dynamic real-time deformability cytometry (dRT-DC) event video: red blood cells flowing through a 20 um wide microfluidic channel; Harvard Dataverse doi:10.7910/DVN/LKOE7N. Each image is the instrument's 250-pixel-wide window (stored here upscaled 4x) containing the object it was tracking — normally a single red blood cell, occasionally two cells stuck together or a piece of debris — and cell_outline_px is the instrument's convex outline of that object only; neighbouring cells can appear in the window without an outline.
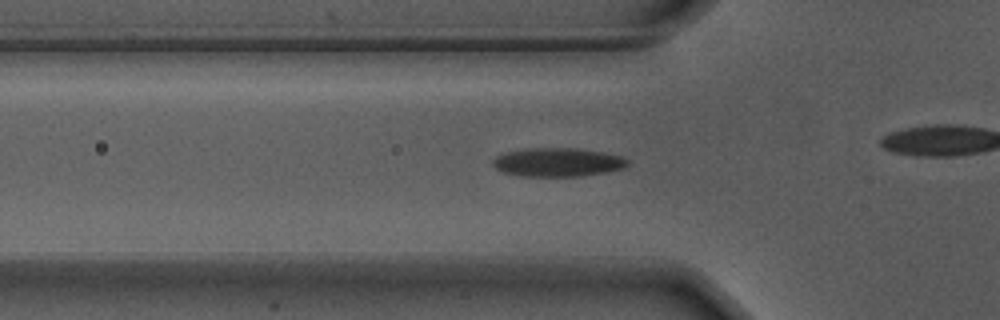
{"species": "Egyptian fruit bat (a non-hibernating species)", "species_latin": "Rousettus aegyptiacus", "temperature_condition": "warm", "stored_images_in_passage": 39, "camera_frame_rate_fps": 3000, "um_per_image_px": 0.085, "animal": {"sex": "male"}, "frame": {"image": 1, "passage_image": 13, "time_ms": 4.0, "image_size_px": [1000, 320], "cell_outline_px": [[628, 164], [624, 168], [608, 172], [580, 176], [520, 176], [504, 172], [496, 168], [492, 164], [492, 160], [496, 156], [508, 152], [532, 148], [572, 148], [600, 152], [624, 156], [628, 160]], "centroid_in_image_um": [47.43, 13.8], "position_along_channel_um": 78.4, "area_um2": 22.37}}
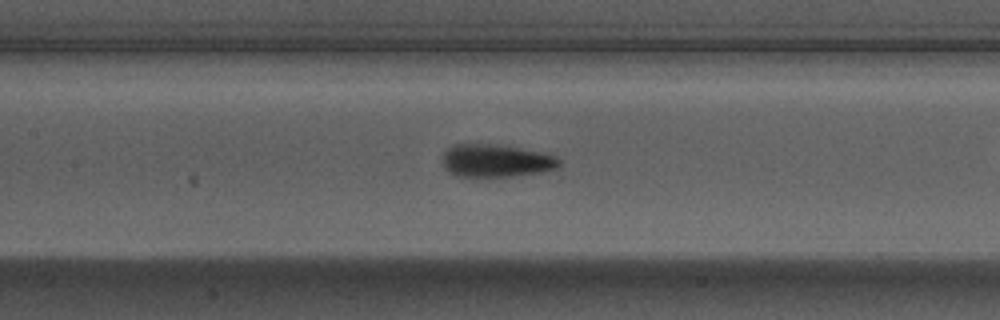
{"frame": {"image": 2, "passage_image": 20, "time_ms": 6.333, "image_size_px": [1000, 320], "cell_outline_px": [[560, 164], [556, 168], [544, 172], [512, 176], [456, 176], [448, 172], [444, 168], [440, 160], [444, 152], [448, 148], [456, 144], [488, 144], [520, 148], [540, 152], [556, 156], [560, 160]], "centroid_in_image_um": [42.12, 13.67], "position_along_channel_um": 165.3, "area_um2": 22.31}}
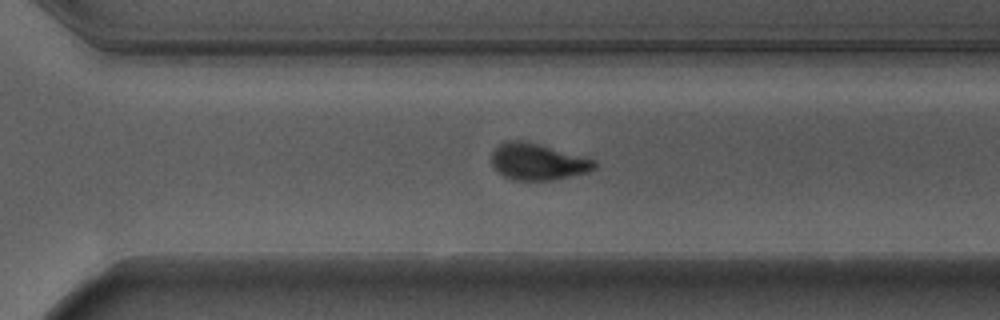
{"frame": {"image": 3, "passage_image": 33, "time_ms": 10.667, "image_size_px": [1000, 320], "cell_outline_px": [[596, 168], [588, 172], [556, 180], [512, 180], [504, 176], [492, 164], [492, 152], [500, 144], [508, 140], [524, 140], [596, 160]], "centroid_in_image_um": [45.73, 13.75], "position_along_channel_um": 324.9, "area_um2": 21.79}}